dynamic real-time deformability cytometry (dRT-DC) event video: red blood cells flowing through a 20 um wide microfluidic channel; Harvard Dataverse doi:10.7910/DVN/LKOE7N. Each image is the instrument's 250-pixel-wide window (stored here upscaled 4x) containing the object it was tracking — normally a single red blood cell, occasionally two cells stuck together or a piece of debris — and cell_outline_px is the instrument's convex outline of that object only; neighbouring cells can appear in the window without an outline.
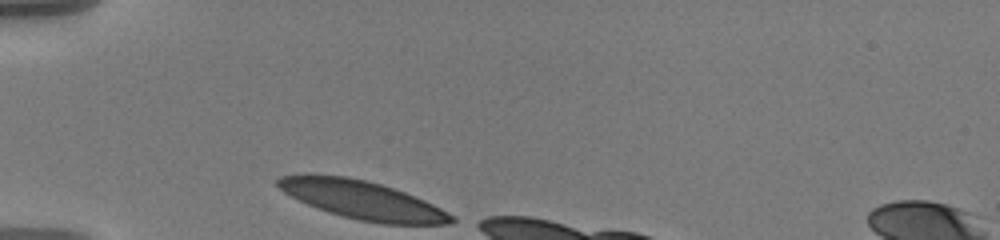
{"species": "human", "species_latin": "Homo sapiens", "temperature_condition": "warm", "stored_images_in_passage": 32, "camera_frame_rate_fps": 3000, "um_per_image_px": 0.085, "donor": {"sex": "male"}, "frame": {"image": 1, "passage_image": 1, "time_ms": 0.0, "image_size_px": [1000, 240], "cell_outline_px": [[456, 220], [452, 224], [380, 224], [360, 220], [344, 216], [308, 204], [284, 192], [276, 184], [276, 180], [280, 176], [304, 172], [312, 172], [348, 176], [368, 180], [404, 192], [424, 200], [448, 212]], "centroid_in_image_um": [30.75, 16.95], "position_along_channel_um": 54.2, "area_um2": 38.9}}
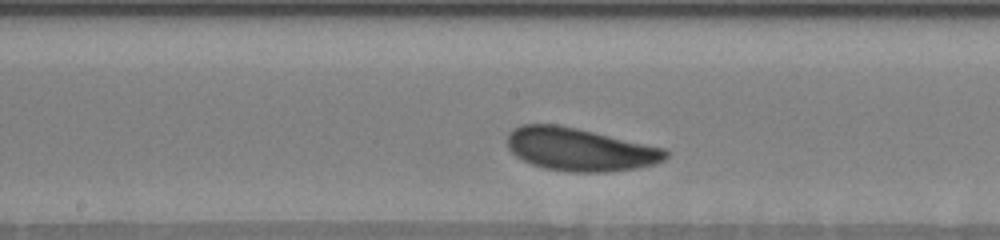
{"frame": {"image": 2, "passage_image": 15, "time_ms": 4.667, "image_size_px": [1000, 240], "cell_outline_px": [[668, 156], [664, 160], [656, 164], [636, 168], [608, 172], [568, 172], [544, 168], [532, 164], [516, 156], [508, 148], [508, 132], [512, 128], [520, 124], [556, 124], [576, 128], [664, 148], [668, 152]], "centroid_in_image_um": [49.27, 12.7], "position_along_channel_um": 198.9, "area_um2": 39.59}}
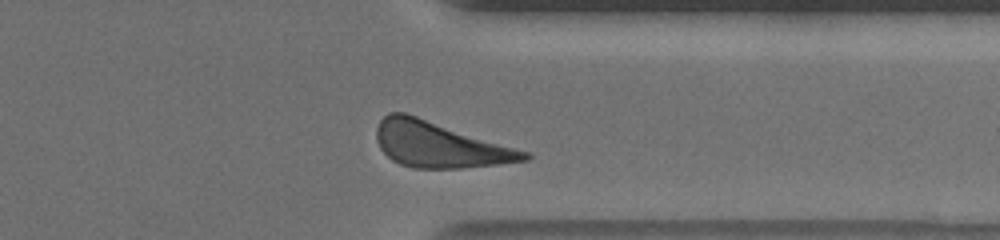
{"frame": {"image": 3, "passage_image": 30, "time_ms": 9.667, "image_size_px": [1000, 240], "cell_outline_px": [[532, 156], [528, 160], [464, 168], [412, 168], [400, 164], [392, 160], [380, 148], [376, 140], [376, 128], [380, 120], [388, 112], [404, 112], [528, 152]], "centroid_in_image_um": [37.3, 12.3], "position_along_channel_um": 374.1, "area_um2": 38.84}}